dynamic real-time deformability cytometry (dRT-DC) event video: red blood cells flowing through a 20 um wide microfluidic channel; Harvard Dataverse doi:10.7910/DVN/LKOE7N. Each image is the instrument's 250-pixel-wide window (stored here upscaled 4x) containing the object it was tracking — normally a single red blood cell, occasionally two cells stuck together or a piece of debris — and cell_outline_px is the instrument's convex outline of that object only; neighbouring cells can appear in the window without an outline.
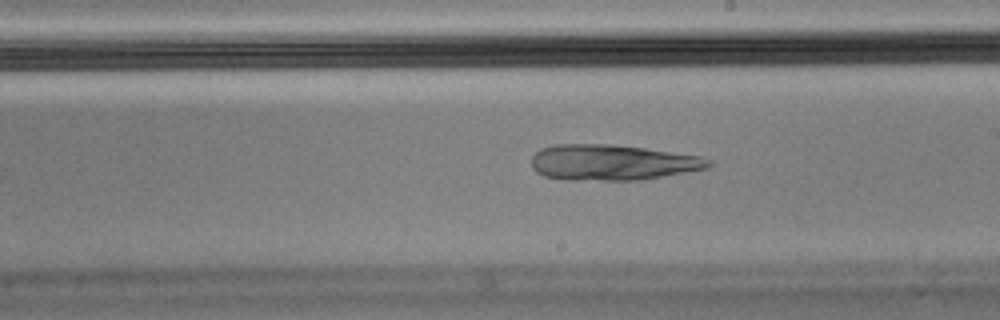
{"species": "Egyptian fruit bat (a non-hibernating species)", "species_latin": "Rousettus aegyptiacus", "temperature_condition": "cold", "stored_images_in_passage": 9, "camera_frame_rate_fps": 3000, "um_per_image_px": 0.085, "animal": {"sex": "male"}, "frame": {"image": 1, "passage_image": 9, "time_ms": 2.667, "image_size_px": [1000, 320], "cell_outline_px": [[712, 164], [708, 168], [644, 180], [568, 180], [544, 176], [536, 172], [532, 168], [532, 156], [540, 148], [552, 144], [612, 144], [644, 148], [700, 156], [712, 160]], "centroid_in_image_um": [52.03, 13.81], "position_along_channel_um": 237.0, "area_um2": 37.11}}